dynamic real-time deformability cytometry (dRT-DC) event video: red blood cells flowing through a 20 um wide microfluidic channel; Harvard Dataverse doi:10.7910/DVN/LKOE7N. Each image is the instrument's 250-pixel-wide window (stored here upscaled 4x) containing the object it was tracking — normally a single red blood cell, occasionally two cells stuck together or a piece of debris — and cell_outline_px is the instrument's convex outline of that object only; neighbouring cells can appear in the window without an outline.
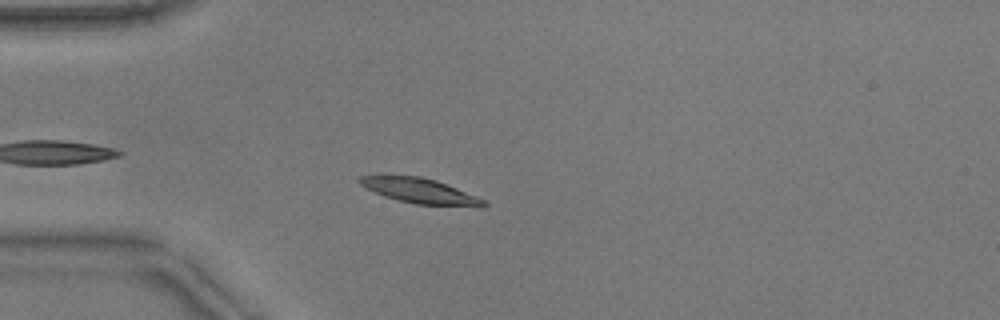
{"species": "common noctule bat (a hibernating species)", "species_latin": "Nyctalus noctula", "temperature_condition": "warm", "stored_images_in_passage": 35, "camera_frame_rate_fps": 3000, "um_per_image_px": 0.085, "animal": {"sex": "male", "body_mass_g": 17.9}, "frame": {"image": 1, "passage_image": 6, "time_ms": 1.667, "image_size_px": [1000, 320], "cell_outline_px": [[488, 204], [484, 208], [416, 204], [384, 196], [360, 184], [356, 180], [360, 176], [380, 172], [420, 176], [436, 180], [488, 200]], "centroid_in_image_um": [35.7, 16.19], "position_along_channel_um": 49.3, "area_um2": 19.07}}
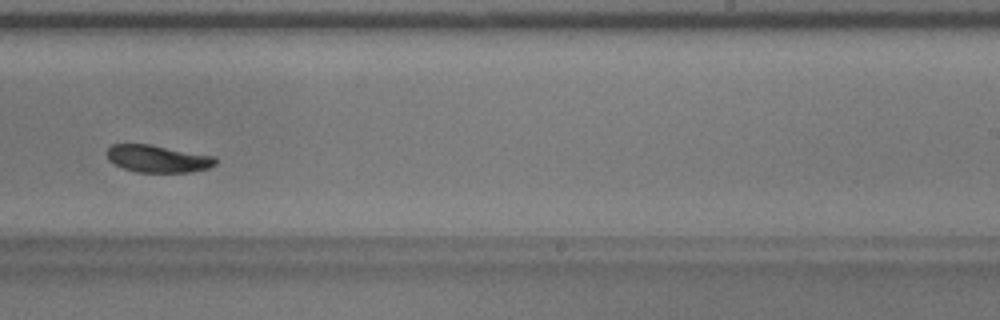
{"frame": {"image": 2, "passage_image": 25, "time_ms": 8.0, "image_size_px": [1000, 320], "cell_outline_px": [[216, 164], [208, 168], [192, 172], [136, 172], [124, 168], [108, 160], [108, 148], [112, 144], [148, 144], [216, 156]], "centroid_in_image_um": [13.44, 13.49], "position_along_channel_um": 275.6, "area_um2": 17.17}, "authors_computed_cell_mechanics": {"area_um2": 17.9758, "velocity_mm_per_s": 3.8008, "shape_relaxation_time_tau1_ms": 2.4677, "shape_relaxation_time_tau2_ms": null, "deformation_change_tau1": 0.1074, "deformation_change_tau2": null}}